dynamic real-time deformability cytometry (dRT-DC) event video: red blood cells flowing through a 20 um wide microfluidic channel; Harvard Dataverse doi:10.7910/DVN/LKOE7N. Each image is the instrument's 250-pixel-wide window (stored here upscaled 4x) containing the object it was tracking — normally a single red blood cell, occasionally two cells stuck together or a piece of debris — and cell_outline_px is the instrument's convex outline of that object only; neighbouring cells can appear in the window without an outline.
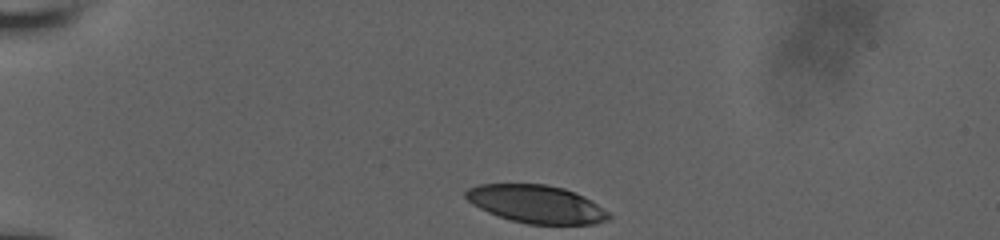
{"species": "human", "species_latin": "Homo sapiens", "temperature_condition": "room temperature", "stored_images_in_passage": 34, "camera_frame_rate_fps": 3000, "um_per_image_px": 0.085, "donor": {"sex": "male"}, "frame": {"image": 1, "passage_image": 1, "time_ms": 0.0, "image_size_px": [1000, 240], "cell_outline_px": [[612, 216], [608, 220], [596, 224], [528, 224], [512, 220], [488, 212], [472, 204], [464, 196], [464, 192], [468, 188], [476, 184], [544, 184], [564, 188], [584, 196], [592, 200], [608, 212]], "centroid_in_image_um": [45.6, 17.34], "position_along_channel_um": 39.4, "area_um2": 31.62}}
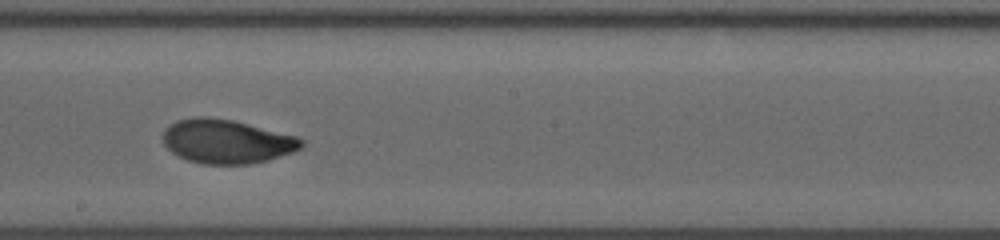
{"frame": {"image": 2, "passage_image": 20, "time_ms": 6.333, "image_size_px": [1000, 240], "cell_outline_px": [[304, 144], [300, 148], [292, 152], [268, 160], [248, 164], [204, 164], [188, 160], [172, 152], [164, 144], [164, 128], [176, 120], [196, 116], [204, 116], [232, 120], [296, 136], [304, 140]], "centroid_in_image_um": [19.25, 12.01], "position_along_channel_um": 228.9, "area_um2": 35.26}}
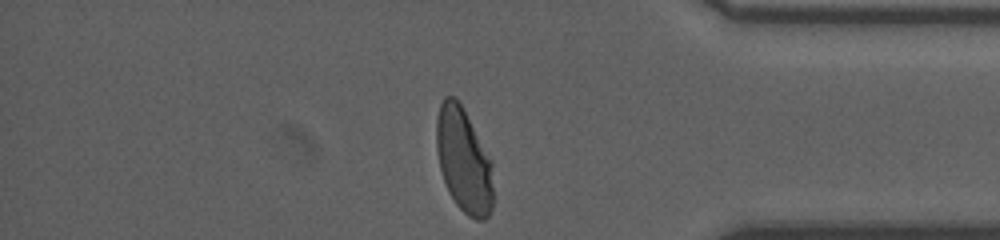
{"frame": {"image": 3, "passage_image": 34, "time_ms": 11.0, "image_size_px": [1000, 240], "cell_outline_px": [[492, 208], [488, 216], [484, 220], [476, 220], [468, 216], [456, 204], [448, 192], [440, 168], [436, 148], [436, 120], [440, 104], [444, 96], [452, 96], [460, 104], [492, 160]], "centroid_in_image_um": [39.41, 13.66], "position_along_channel_um": 395.8, "area_um2": 34.39}, "authors_computed_cell_mechanics": {"area_um2": 35.2002, "velocity_mm_per_s": 3.9336, "shape_relaxation_time_tau1_ms": 4.0218, "shape_relaxation_time_tau2_ms": 0.7233, "deformation_change_tau1": 0.1873, "deformation_change_tau2": 0.048}}